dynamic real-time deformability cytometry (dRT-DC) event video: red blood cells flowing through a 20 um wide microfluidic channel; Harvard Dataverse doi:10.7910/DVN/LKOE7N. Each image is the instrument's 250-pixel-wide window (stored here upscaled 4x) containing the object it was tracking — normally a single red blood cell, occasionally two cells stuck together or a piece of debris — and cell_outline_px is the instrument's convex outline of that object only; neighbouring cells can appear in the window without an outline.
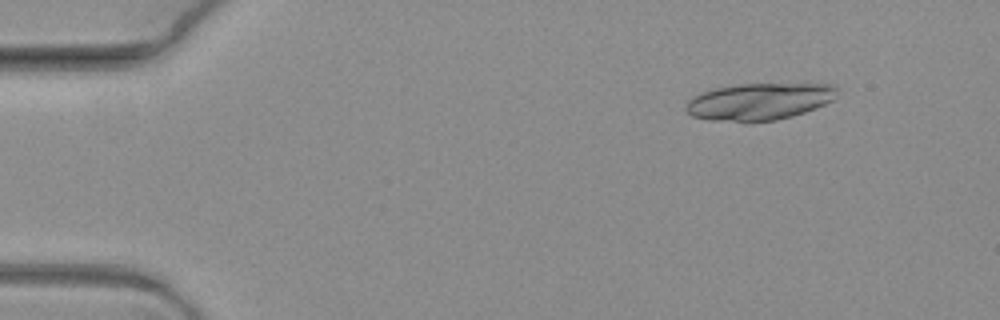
{"species": "common noctule bat (a hibernating species)", "species_latin": "Nyctalus noctula", "temperature_condition": "warm", "stored_images_in_passage": 6, "camera_frame_rate_fps": 3000, "um_per_image_px": 0.085, "animal": {"sex": "female", "body_mass_g": 19.3, "forearm_length_mm": 54.1}, "frame": {"image": 1, "passage_image": 1, "time_ms": 0.0, "image_size_px": [1000, 320], "cell_outline_px": [[836, 88], [832, 100], [816, 108], [792, 116], [776, 120], [708, 120], [692, 116], [684, 108], [688, 100], [692, 96], [700, 92], [712, 88], [740, 84], [836, 84]], "centroid_in_image_um": [64.48, 8.61], "position_along_channel_um": 20.5, "area_um2": 32.14}}